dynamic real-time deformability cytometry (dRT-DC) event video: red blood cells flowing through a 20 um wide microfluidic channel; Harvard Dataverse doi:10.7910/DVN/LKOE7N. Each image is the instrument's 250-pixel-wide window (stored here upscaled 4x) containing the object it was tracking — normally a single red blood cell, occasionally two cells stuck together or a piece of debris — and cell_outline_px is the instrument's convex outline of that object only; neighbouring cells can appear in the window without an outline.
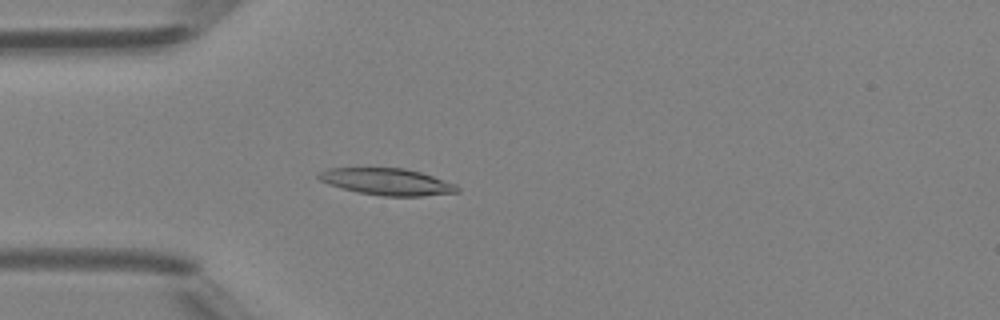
{"species": "Egyptian fruit bat (a non-hibernating species)", "species_latin": "Rousettus aegyptiacus", "temperature_condition": "room temperature", "stored_images_in_passage": 48, "camera_frame_rate_fps": 3000, "um_per_image_px": 0.085, "animal": {"sex": "female"}, "frame": {"image": 1, "passage_image": 14, "time_ms": 4.333, "image_size_px": [1000, 320], "cell_outline_px": [[460, 192], [420, 196], [384, 196], [356, 192], [328, 184], [320, 180], [316, 176], [320, 172], [328, 168], [404, 168], [420, 172], [456, 184], [460, 188]], "centroid_in_image_um": [32.9, 15.45], "position_along_channel_um": 52.1, "area_um2": 21.56}}
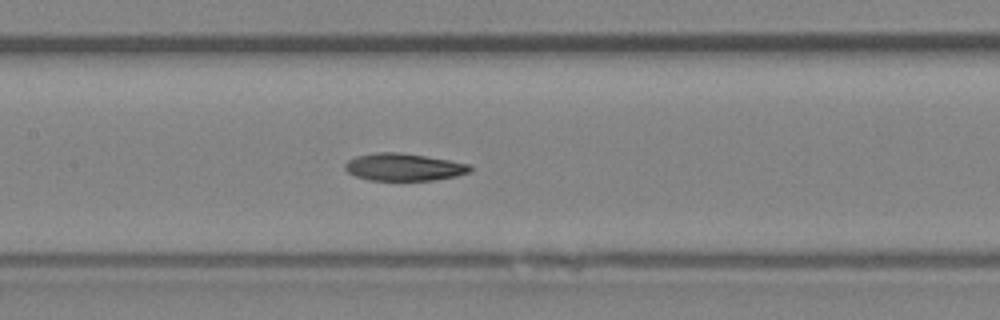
{"frame": {"image": 2, "passage_image": 23, "time_ms": 7.333, "image_size_px": [1000, 320], "cell_outline_px": [[472, 172], [456, 176], [436, 180], [368, 180], [356, 176], [348, 172], [344, 168], [344, 164], [348, 160], [356, 156], [376, 152], [400, 152], [472, 164]], "centroid_in_image_um": [34.34, 14.2], "position_along_channel_um": 173.1, "area_um2": 20.06}}
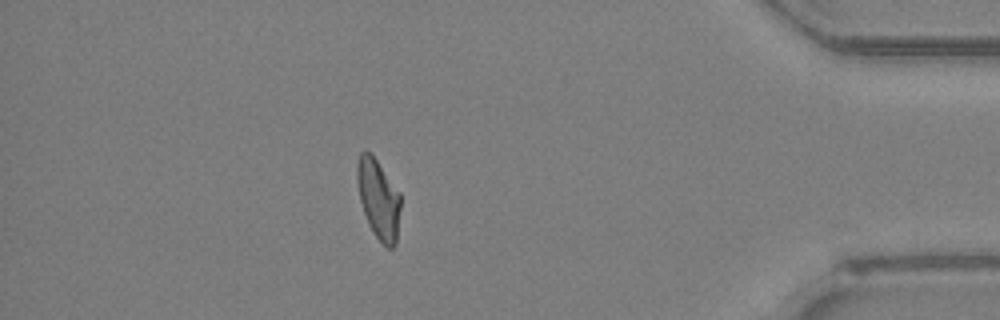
{"frame": {"image": 3, "passage_image": 42, "time_ms": 13.667, "image_size_px": [1000, 320], "cell_outline_px": [[400, 208], [396, 244], [392, 248], [388, 248], [376, 236], [368, 224], [360, 200], [356, 180], [356, 164], [360, 152], [372, 152], [400, 192]], "centroid_in_image_um": [32.16, 16.86], "position_along_channel_um": 403.0, "area_um2": 20.29}, "authors_computed_cell_mechanics": {"area_um2": 20.808, "velocity_mm_per_s": 4.3292, "shape_relaxation_time_tau1_ms": null, "shape_relaxation_time_tau2_ms": 6.0936, "deformation_change_tau1": null, "deformation_change_tau2": 0.1371}}